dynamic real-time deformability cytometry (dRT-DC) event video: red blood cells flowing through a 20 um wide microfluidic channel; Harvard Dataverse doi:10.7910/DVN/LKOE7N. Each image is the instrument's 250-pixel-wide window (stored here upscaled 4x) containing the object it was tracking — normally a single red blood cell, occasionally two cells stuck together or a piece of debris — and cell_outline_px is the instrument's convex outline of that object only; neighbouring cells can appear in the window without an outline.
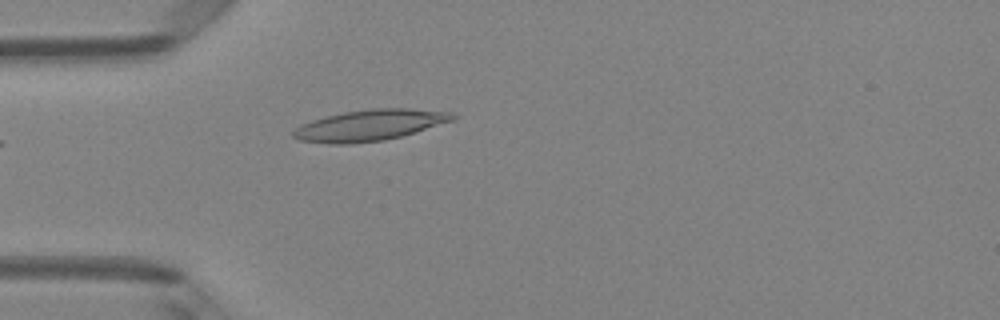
{"species": "Egyptian fruit bat (a non-hibernating species)", "species_latin": "Rousettus aegyptiacus", "temperature_condition": "room temperature", "stored_images_in_passage": 4, "camera_frame_rate_fps": 3000, "um_per_image_px": 0.085, "animal": {"sex": "female"}, "frame": {"image": 1, "passage_image": 4, "time_ms": 1.0, "image_size_px": [1000, 320], "cell_outline_px": [[456, 120], [400, 136], [384, 140], [348, 144], [328, 144], [300, 140], [292, 136], [292, 132], [300, 124], [312, 120], [344, 112], [372, 108], [408, 108], [452, 112], [456, 116]], "centroid_in_image_um": [31.43, 10.64], "position_along_channel_um": 53.6, "area_um2": 28.78}}